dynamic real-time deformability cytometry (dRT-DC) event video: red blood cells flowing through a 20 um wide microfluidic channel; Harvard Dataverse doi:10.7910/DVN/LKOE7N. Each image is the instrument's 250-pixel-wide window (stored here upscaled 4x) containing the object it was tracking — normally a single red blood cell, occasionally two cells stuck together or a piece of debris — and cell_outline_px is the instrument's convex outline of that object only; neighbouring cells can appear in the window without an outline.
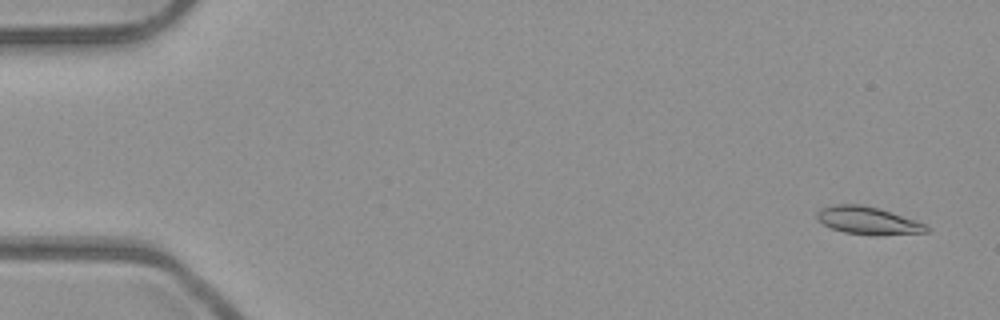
{"species": "common noctule bat (a hibernating species)", "species_latin": "Nyctalus noctula", "temperature_condition": "room temperature", "stored_images_in_passage": 5, "camera_frame_rate_fps": 3000, "um_per_image_px": 0.085, "animal": {"sex": "male", "body_mass_g": 23.1, "forearm_length_mm": 52.7}, "frame": {"image": 1, "passage_image": 1, "time_ms": 0.0, "image_size_px": [1000, 320], "cell_outline_px": [[928, 232], [876, 236], [844, 232], [832, 228], [824, 224], [816, 216], [816, 212], [820, 208], [836, 204], [860, 204], [876, 208], [916, 220], [924, 224], [928, 228]], "centroid_in_image_um": [73.76, 18.76], "position_along_channel_um": 11.2, "area_um2": 17.46}}